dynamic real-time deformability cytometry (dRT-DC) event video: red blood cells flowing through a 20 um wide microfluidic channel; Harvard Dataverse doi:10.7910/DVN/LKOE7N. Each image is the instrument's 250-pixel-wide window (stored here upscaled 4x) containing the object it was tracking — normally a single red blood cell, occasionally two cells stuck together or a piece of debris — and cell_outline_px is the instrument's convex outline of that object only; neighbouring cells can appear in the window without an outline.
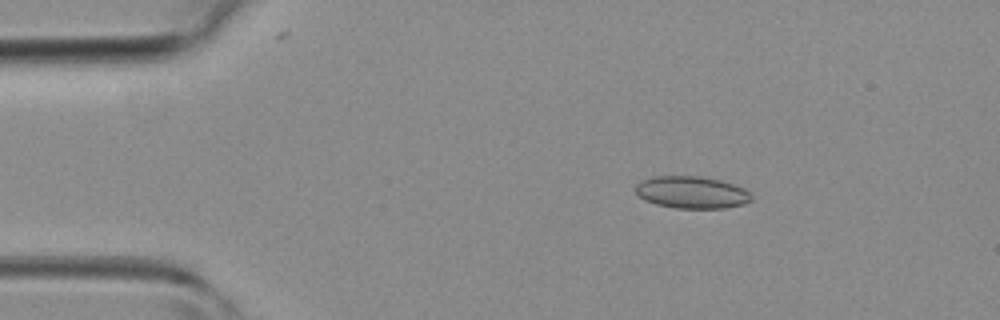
{"species": "common noctule bat (a hibernating species)", "species_latin": "Nyctalus noctula", "temperature_condition": "room temperature", "stored_images_in_passage": 41, "camera_frame_rate_fps": 3000, "um_per_image_px": 0.085, "animal": {"sex": "female", "body_mass_g": 19.3, "forearm_length_mm": 54.1}, "frame": {"image": 1, "passage_image": 6, "time_ms": 1.667, "image_size_px": [1000, 320], "cell_outline_px": [[752, 200], [744, 204], [724, 208], [676, 208], [656, 204], [644, 200], [636, 192], [636, 184], [652, 176], [700, 176], [720, 180], [744, 188], [752, 196]], "centroid_in_image_um": [58.8, 16.35], "position_along_channel_um": 26.2, "area_um2": 21.62}}
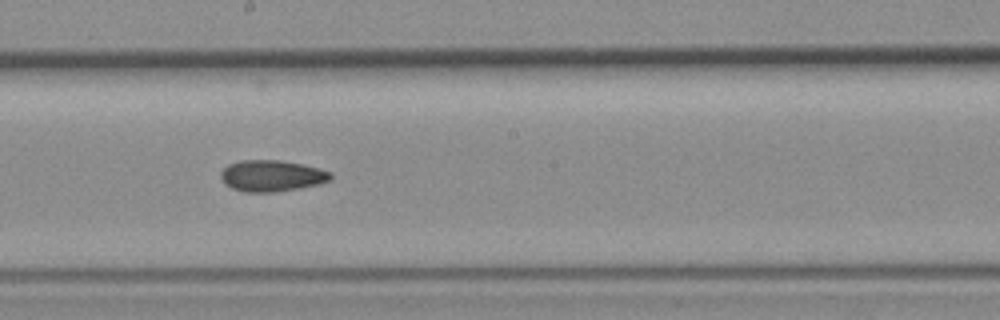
{"frame": {"image": 2, "passage_image": 22, "time_ms": 7.0, "image_size_px": [1000, 320], "cell_outline_px": [[332, 180], [320, 184], [300, 188], [276, 192], [244, 192], [232, 188], [224, 184], [220, 176], [220, 172], [228, 164], [240, 160], [280, 160], [320, 168], [332, 172]], "centroid_in_image_um": [23.11, 14.95], "position_along_channel_um": 225.1, "area_um2": 20.29}}
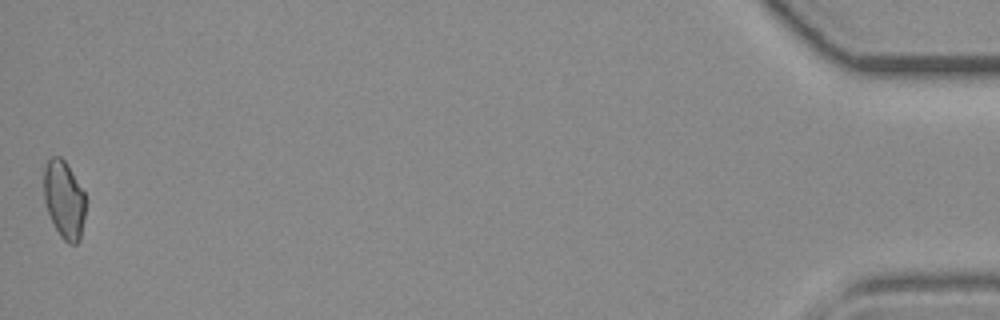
{"frame": {"image": 3, "passage_image": 41, "time_ms": 13.333, "image_size_px": [1000, 320], "cell_outline_px": [[84, 216], [80, 240], [76, 244], [68, 244], [60, 236], [48, 212], [44, 200], [44, 168], [48, 160], [52, 156], [60, 156], [64, 160], [84, 192]], "centroid_in_image_um": [5.43, 16.97], "position_along_channel_um": 429.8, "area_um2": 18.61}}